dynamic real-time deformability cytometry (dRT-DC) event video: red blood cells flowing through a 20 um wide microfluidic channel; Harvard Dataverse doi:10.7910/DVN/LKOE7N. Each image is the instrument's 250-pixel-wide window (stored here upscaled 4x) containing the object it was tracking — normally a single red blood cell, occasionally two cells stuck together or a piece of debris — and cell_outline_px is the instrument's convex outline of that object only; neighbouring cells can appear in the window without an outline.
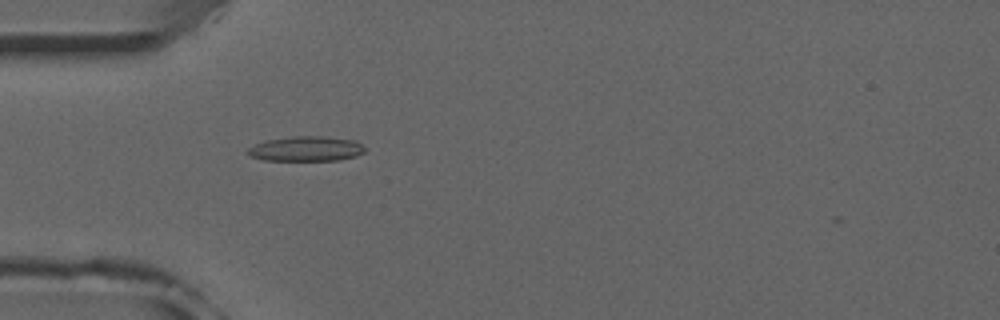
{"species": "common noctule bat (a hibernating species)", "species_latin": "Nyctalus noctula", "temperature_condition": "room temperature", "stored_images_in_passage": 38, "camera_frame_rate_fps": 3000, "um_per_image_px": 0.085, "animal": {"sex": "male", "forearm_length_mm": 52.5}, "frame": {"image": 1, "passage_image": 2, "time_ms": 0.333, "image_size_px": [1000, 320], "cell_outline_px": [[364, 152], [356, 156], [336, 160], [264, 160], [248, 156], [248, 148], [264, 140], [292, 136], [324, 136], [356, 140], [364, 148]], "centroid_in_image_um": [26.0, 12.64], "position_along_channel_um": 59.0, "area_um2": 16.99}}
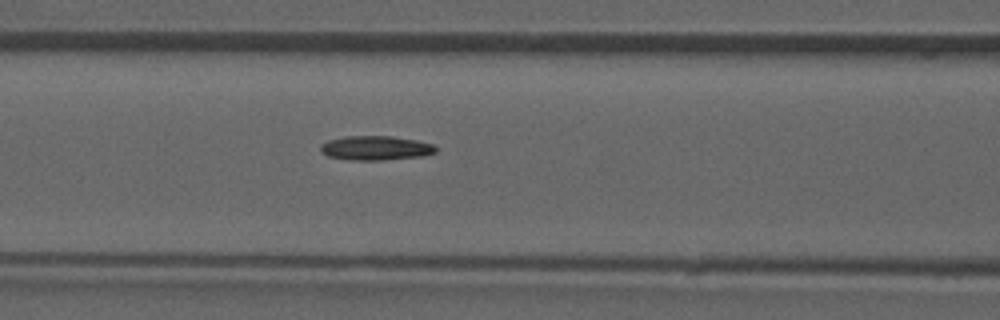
{"frame": {"image": 2, "passage_image": 8, "time_ms": 2.333, "image_size_px": [1000, 320], "cell_outline_px": [[436, 152], [420, 156], [384, 160], [348, 160], [328, 156], [320, 152], [320, 144], [328, 140], [344, 136], [392, 136], [416, 140], [432, 144], [436, 148]], "centroid_in_image_um": [31.87, 12.58], "position_along_channel_um": 134.7, "area_um2": 16.36}}
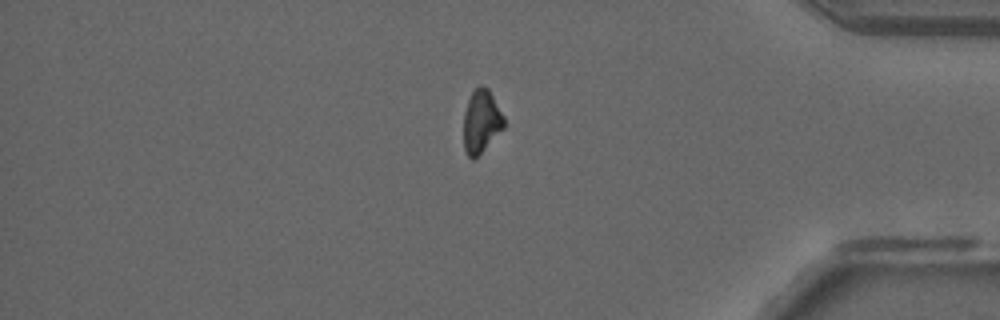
{"frame": {"image": 3, "passage_image": 30, "time_ms": 9.667, "image_size_px": [1000, 320], "cell_outline_px": [[504, 128], [472, 160], [468, 156], [464, 148], [464, 112], [468, 100], [472, 92], [480, 84], [488, 88], [504, 116]], "centroid_in_image_um": [40.91, 10.29], "position_along_channel_um": 394.3, "area_um2": 14.57}}